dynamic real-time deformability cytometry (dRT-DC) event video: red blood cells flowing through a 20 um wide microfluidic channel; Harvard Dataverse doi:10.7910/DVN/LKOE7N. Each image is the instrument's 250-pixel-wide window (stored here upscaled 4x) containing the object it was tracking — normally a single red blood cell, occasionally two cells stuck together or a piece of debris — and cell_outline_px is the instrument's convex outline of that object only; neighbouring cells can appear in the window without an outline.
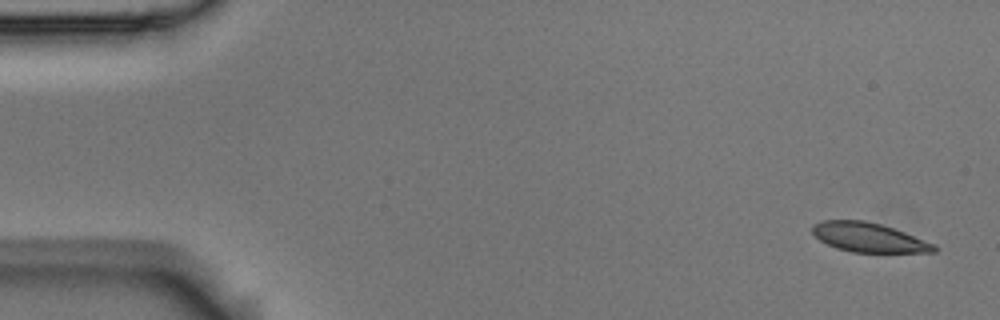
{"species": "Egyptian fruit bat (a non-hibernating species)", "species_latin": "Rousettus aegyptiacus", "temperature_condition": "room temperature", "stored_images_in_passage": 5, "camera_frame_rate_fps": 3000, "um_per_image_px": 0.085, "animal": {"sex": "male"}, "frame": {"image": 1, "passage_image": 1, "time_ms": 0.0, "image_size_px": [1000, 320], "cell_outline_px": [[936, 252], [852, 252], [836, 248], [820, 240], [812, 232], [812, 228], [816, 224], [824, 220], [864, 220], [880, 224], [904, 232], [936, 244]], "centroid_in_image_um": [73.86, 20.18], "position_along_channel_um": 11.1, "area_um2": 20.52}}
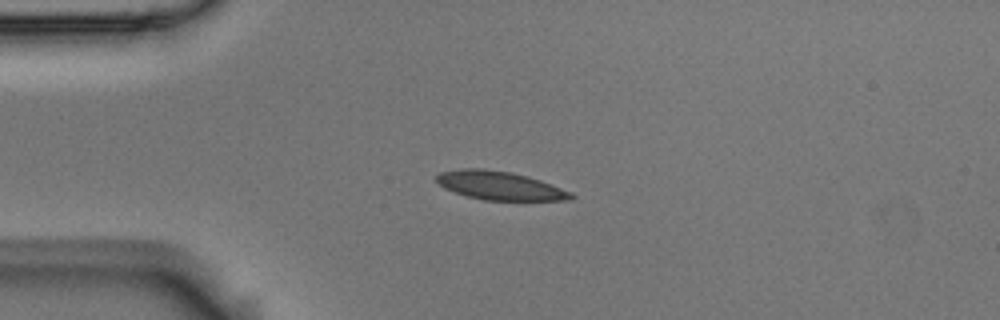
{"frame": {"image": 2, "passage_image": 4, "time_ms": 1.0, "image_size_px": [1000, 320], "cell_outline_px": [[576, 196], [572, 200], [484, 200], [468, 196], [444, 188], [436, 180], [436, 176], [440, 172], [460, 168], [480, 168], [512, 172], [528, 176], [540, 180], [572, 192]], "centroid_in_image_um": [42.5, 15.77], "position_along_channel_um": 42.5, "area_um2": 22.37}}